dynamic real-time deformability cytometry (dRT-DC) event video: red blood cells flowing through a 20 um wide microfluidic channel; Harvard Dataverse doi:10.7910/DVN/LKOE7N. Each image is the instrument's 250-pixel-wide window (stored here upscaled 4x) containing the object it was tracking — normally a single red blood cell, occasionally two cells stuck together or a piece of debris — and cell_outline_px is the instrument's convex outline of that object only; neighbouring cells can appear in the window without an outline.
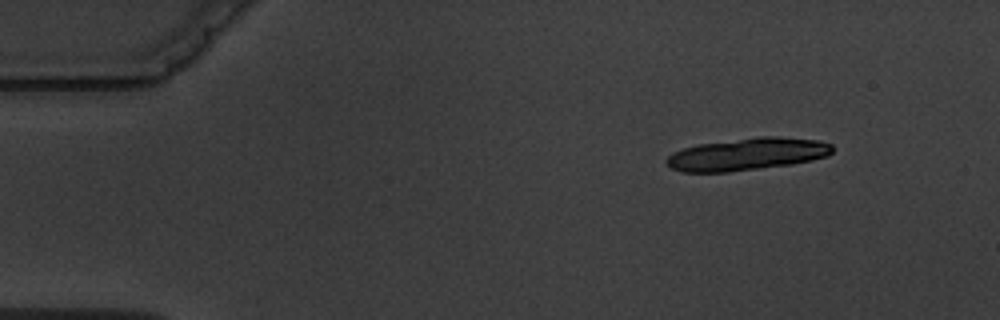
{"species": "common noctule bat (a hibernating species)", "species_latin": "Nyctalus noctula", "temperature_condition": "warm", "stored_images_in_passage": 6, "camera_frame_rate_fps": 3000, "um_per_image_px": 0.085, "animal": {"sex": "male", "body_mass_g": 19.5, "forearm_length_mm": 54.6}, "frame": {"image": 1, "passage_image": 1, "time_ms": 0.0, "image_size_px": [1000, 320], "cell_outline_px": [[832, 152], [828, 156], [812, 160], [792, 164], [728, 172], [680, 172], [672, 168], [664, 160], [672, 152], [684, 148], [700, 144], [760, 136], [776, 136], [820, 140], [832, 144]], "centroid_in_image_um": [63.52, 13.1], "position_along_channel_um": 21.5, "area_um2": 31.27}}
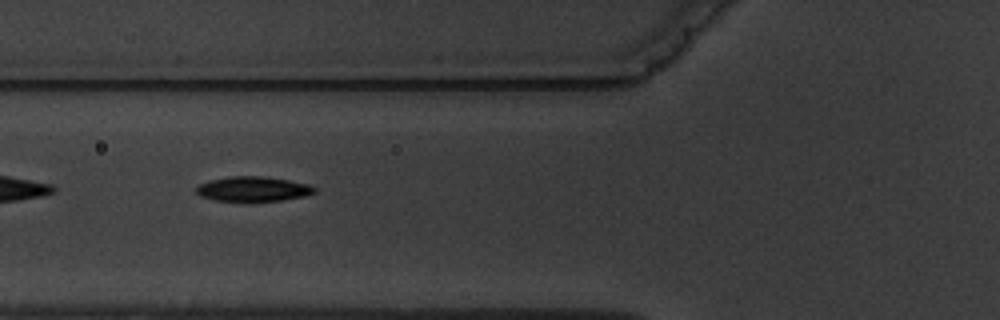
{"frame": {"image": 2, "passage_image": 5, "time_ms": 5.0, "image_size_px": [1000, 320], "cell_outline_px": [[316, 192], [304, 196], [280, 200], [248, 204], [244, 204], [216, 200], [200, 196], [196, 192], [196, 188], [200, 184], [212, 180], [228, 176], [264, 176], [312, 184], [316, 188]], "centroid_in_image_um": [21.52, 16.1], "position_along_channel_um": 104.3, "area_um2": 17.8}}